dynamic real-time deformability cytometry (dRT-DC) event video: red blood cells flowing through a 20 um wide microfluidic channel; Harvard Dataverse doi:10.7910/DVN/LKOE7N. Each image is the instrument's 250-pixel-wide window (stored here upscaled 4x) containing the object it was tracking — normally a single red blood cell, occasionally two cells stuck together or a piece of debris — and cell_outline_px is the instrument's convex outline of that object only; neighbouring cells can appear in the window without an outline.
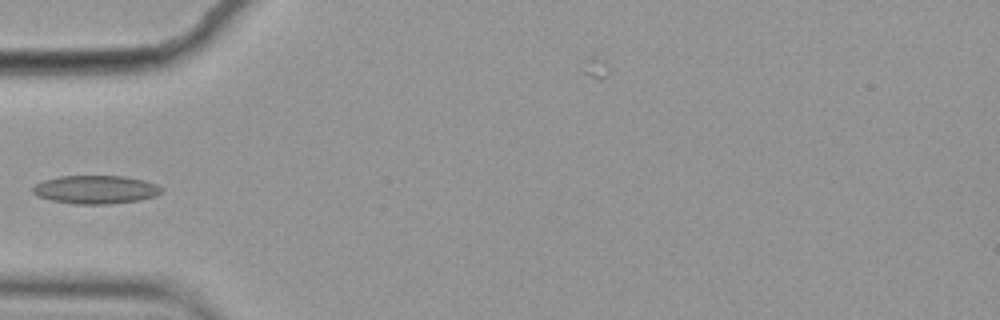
{"species": "common noctule bat (a hibernating species)", "species_latin": "Nyctalus noctula", "temperature_condition": "cold", "stored_images_in_passage": 4, "camera_frame_rate_fps": 3000, "um_per_image_px": 0.085, "animal": {"sex": "female", "body_mass_g": 19.9}, "frame": {"image": 1, "passage_image": 3, "time_ms": 0.667, "image_size_px": [1000, 320], "cell_outline_px": [[164, 188], [156, 196], [140, 200], [108, 204], [76, 204], [52, 200], [36, 196], [32, 192], [32, 188], [36, 184], [44, 180], [56, 176], [124, 176], [144, 180], [156, 184]], "centroid_in_image_um": [8.13, 16.11], "position_along_channel_um": 76.9, "area_um2": 21.33}}